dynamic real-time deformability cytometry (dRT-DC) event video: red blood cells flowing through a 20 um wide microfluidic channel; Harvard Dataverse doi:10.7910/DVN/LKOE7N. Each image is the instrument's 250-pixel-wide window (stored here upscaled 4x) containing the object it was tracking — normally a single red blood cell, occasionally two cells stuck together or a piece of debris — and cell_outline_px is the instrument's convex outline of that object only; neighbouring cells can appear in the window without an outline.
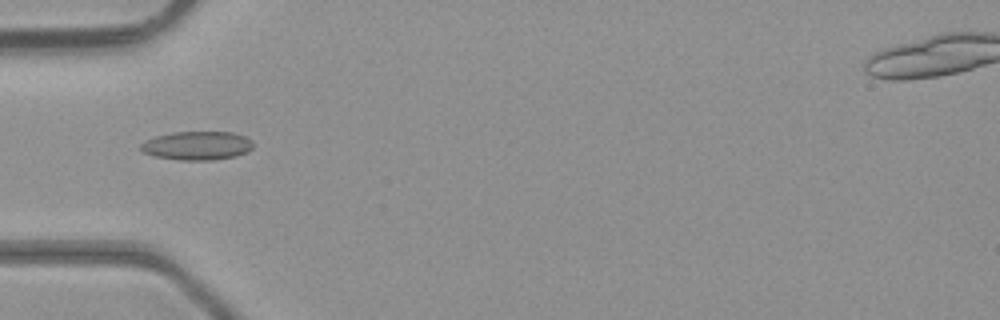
{"species": "common noctule bat (a hibernating species)", "species_latin": "Nyctalus noctula", "temperature_condition": "room temperature", "stored_images_in_passage": 33, "camera_frame_rate_fps": 3000, "um_per_image_px": 0.085, "animal": {"sex": "male", "body_mass_g": 23.1, "forearm_length_mm": 52.7}, "frame": {"image": 1, "passage_image": 2, "time_ms": 0.333, "image_size_px": [1000, 320], "cell_outline_px": [[252, 148], [248, 152], [236, 156], [212, 160], [180, 160], [156, 156], [144, 152], [140, 148], [140, 144], [144, 140], [156, 136], [172, 132], [232, 132], [244, 136], [252, 140]], "centroid_in_image_um": [16.76, 12.37], "position_along_channel_um": 68.2, "area_um2": 18.79}}
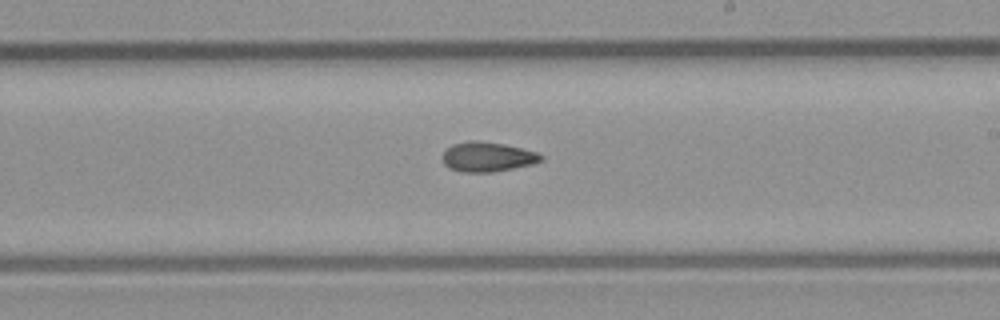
{"frame": {"image": 2, "passage_image": 14, "time_ms": 4.333, "image_size_px": [1000, 320], "cell_outline_px": [[544, 160], [532, 164], [492, 172], [460, 172], [448, 168], [444, 164], [440, 156], [452, 144], [472, 140], [476, 140], [504, 144], [536, 152], [544, 156]], "centroid_in_image_um": [41.4, 13.33], "position_along_channel_um": 247.6, "area_um2": 17.11}}
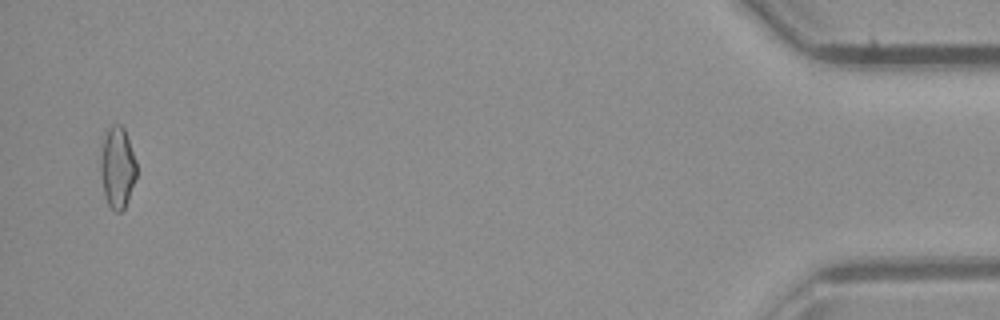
{"frame": {"image": 3, "passage_image": 32, "time_ms": 10.333, "image_size_px": [1000, 320], "cell_outline_px": [[136, 180], [128, 200], [124, 208], [120, 212], [116, 212], [108, 204], [104, 196], [100, 176], [100, 156], [104, 136], [108, 128], [112, 124], [120, 124], [124, 128], [136, 160]], "centroid_in_image_um": [9.97, 14.24], "position_along_channel_um": 425.2, "area_um2": 17.28}, "authors_computed_cell_mechanics": {"area_um2": 16.8198, "velocity_mm_per_s": 4.4669, "shape_relaxation_time_tau1_ms": 6.5409, "shape_relaxation_time_tau2_ms": 4.6951, "deformation_change_tau1": 0.1512, "deformation_change_tau2": 0.1295}}